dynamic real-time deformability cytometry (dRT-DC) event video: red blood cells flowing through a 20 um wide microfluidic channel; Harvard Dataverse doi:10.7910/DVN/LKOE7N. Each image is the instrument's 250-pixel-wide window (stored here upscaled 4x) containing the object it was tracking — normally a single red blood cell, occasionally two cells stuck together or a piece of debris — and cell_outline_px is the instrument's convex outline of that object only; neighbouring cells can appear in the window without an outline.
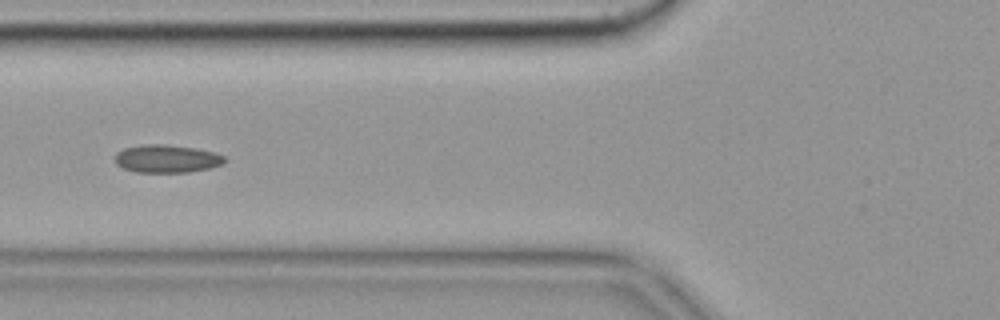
{"species": "common noctule bat (a hibernating species)", "species_latin": "Nyctalus noctula", "temperature_condition": "cold", "stored_images_in_passage": 42, "camera_frame_rate_fps": 3000, "um_per_image_px": 0.085, "animal": {"sex": "female", "body_mass_g": 19.9}, "frame": {"image": 1, "passage_image": 7, "time_ms": 2.0, "image_size_px": [1000, 320], "cell_outline_px": [[228, 160], [224, 164], [208, 168], [188, 172], [136, 172], [124, 168], [116, 164], [116, 152], [124, 148], [144, 144], [164, 144], [196, 148], [212, 152], [224, 156]], "centroid_in_image_um": [14.19, 13.49], "position_along_channel_um": 111.6, "area_um2": 17.8}, "authors_computed_cell_mechanics": {"area_um2": 17.4556, "velocity_mm_per_s": 3.5364, "shape_relaxation_time_tau1_ms": null, "shape_relaxation_time_tau2_ms": 2.0674, "deformation_change_tau1": null, "deformation_change_tau2": 0.0824}}